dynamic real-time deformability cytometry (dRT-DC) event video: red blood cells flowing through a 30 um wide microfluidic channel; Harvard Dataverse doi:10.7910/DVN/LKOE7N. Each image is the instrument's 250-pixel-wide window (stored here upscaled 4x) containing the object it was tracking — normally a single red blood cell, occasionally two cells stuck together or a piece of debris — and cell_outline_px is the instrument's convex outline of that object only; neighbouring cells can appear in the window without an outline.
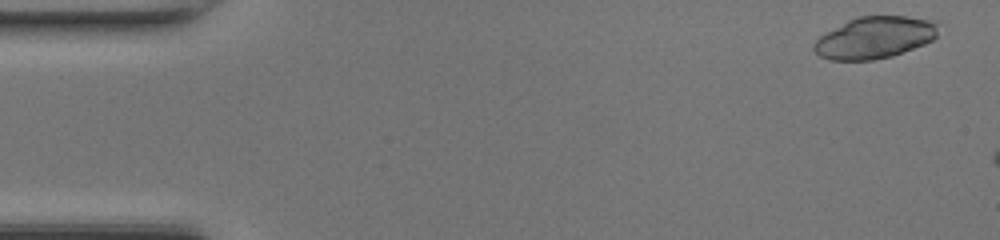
{"species": "common noctule bat (a hibernating species)", "species_latin": "Nyctalus noctula", "temperature_condition": "room temperature", "stored_images_in_passage": 7, "camera_frame_rate_fps": 3000, "um_per_image_px": 0.085, "animal": {"sex": "female", "body_mass_g": 17.0, "forearm_length_mm": 48.0}, "frame": {"image": 1, "passage_image": 2, "time_ms": 0.333, "image_size_px": [1000, 240], "cell_outline_px": [[936, 36], [932, 40], [924, 44], [892, 56], [872, 60], [828, 60], [820, 56], [812, 48], [812, 44], [820, 36], [848, 20], [860, 16], [904, 16], [932, 20], [936, 24]], "centroid_in_image_um": [74.31, 3.2], "position_along_channel_um": 10.7, "area_um2": 30.0}}